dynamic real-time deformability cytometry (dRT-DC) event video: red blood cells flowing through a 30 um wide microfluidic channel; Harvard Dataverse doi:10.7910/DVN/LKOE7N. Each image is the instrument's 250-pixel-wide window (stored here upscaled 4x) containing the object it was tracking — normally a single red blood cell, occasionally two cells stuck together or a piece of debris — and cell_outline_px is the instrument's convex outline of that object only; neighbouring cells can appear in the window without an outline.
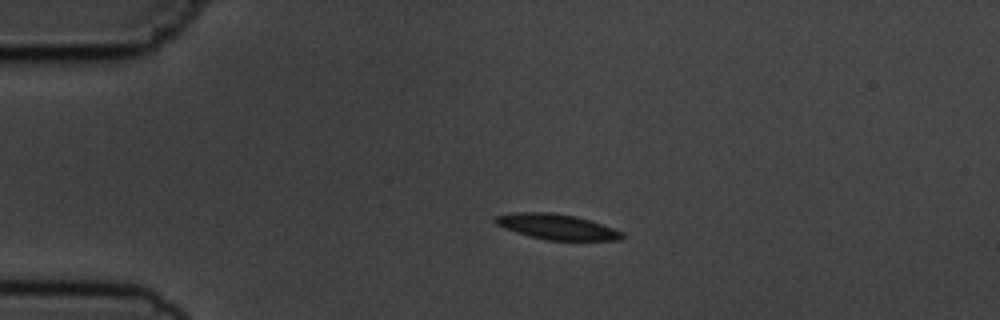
{"species": "common noctule bat (a hibernating species)", "species_latin": "Nyctalus noctula", "temperature_condition": "cold", "stored_images_in_passage": 4, "camera_frame_rate_fps": 3000, "um_per_image_px": 0.085, "animal": {"sex": "male", "body_mass_g": 19.5, "forearm_length_mm": 54.6}, "frame": {"image": 1, "passage_image": 3, "time_ms": 2.333, "image_size_px": [1000, 320], "cell_outline_px": [[624, 236], [620, 240], [548, 240], [516, 232], [504, 228], [496, 224], [492, 220], [496, 216], [516, 212], [552, 212], [576, 216], [624, 232]], "centroid_in_image_um": [47.31, 19.27], "position_along_channel_um": 37.7, "area_um2": 18.55}}